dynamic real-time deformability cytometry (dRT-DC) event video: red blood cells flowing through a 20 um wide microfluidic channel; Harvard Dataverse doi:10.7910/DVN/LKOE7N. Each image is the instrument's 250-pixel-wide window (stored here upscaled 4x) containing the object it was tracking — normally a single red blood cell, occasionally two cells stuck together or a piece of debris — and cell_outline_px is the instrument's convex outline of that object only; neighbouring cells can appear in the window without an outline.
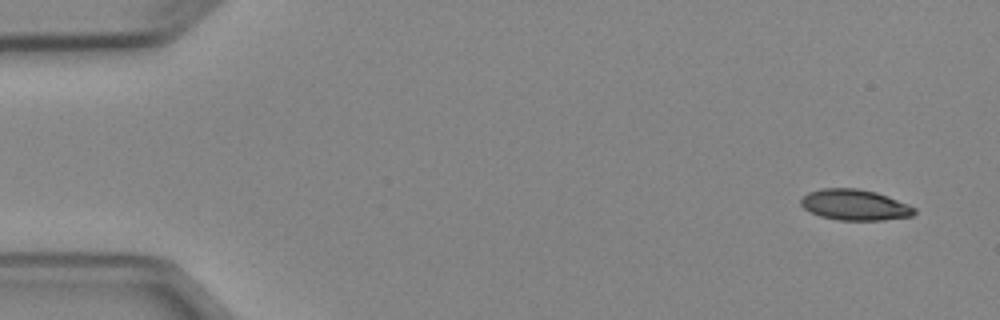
{"species": "Egyptian fruit bat (a non-hibernating species)", "species_latin": "Rousettus aegyptiacus", "temperature_condition": "cold", "stored_images_in_passage": 6, "camera_frame_rate_fps": 3000, "um_per_image_px": 0.085, "animal": {"sex": "female"}, "frame": {"image": 1, "passage_image": 1, "time_ms": 0.0, "image_size_px": [1000, 320], "cell_outline_px": [[916, 212], [912, 216], [884, 220], [840, 220], [820, 216], [804, 208], [800, 204], [800, 200], [808, 192], [820, 188], [856, 188], [876, 192], [908, 204], [916, 208]], "centroid_in_image_um": [72.66, 17.41], "position_along_channel_um": 12.3, "area_um2": 20.35}}
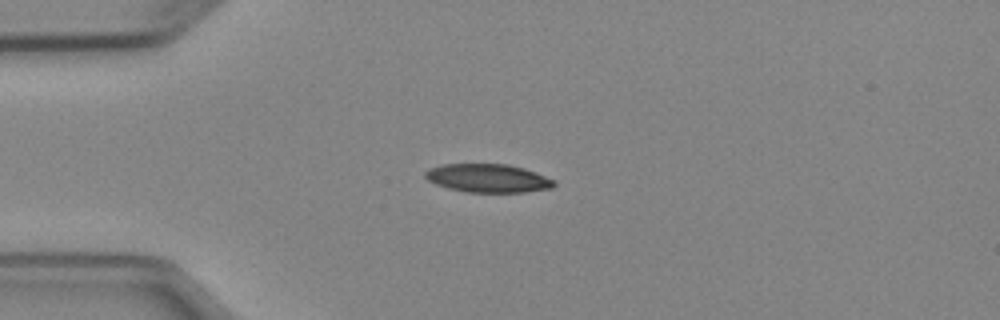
{"frame": {"image": 2, "passage_image": 4, "time_ms": 3.333, "image_size_px": [1000, 320], "cell_outline_px": [[556, 184], [552, 188], [524, 192], [468, 192], [448, 188], [436, 184], [428, 180], [424, 176], [424, 172], [432, 168], [444, 164], [508, 164], [524, 168], [544, 176], [552, 180]], "centroid_in_image_um": [41.46, 15.15], "position_along_channel_um": 43.5, "area_um2": 21.1}}
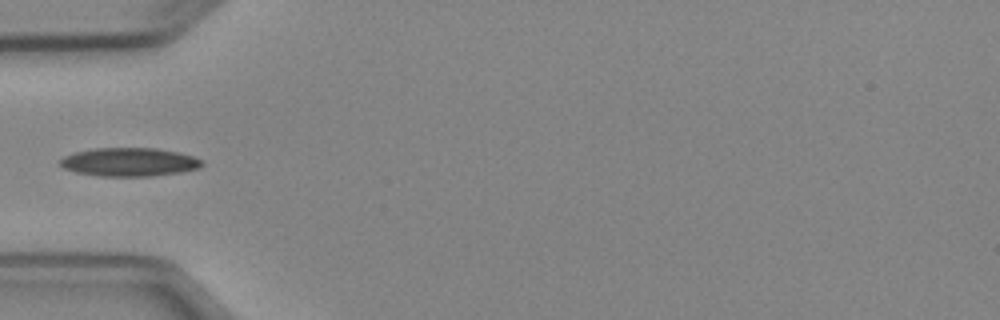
{"frame": {"image": 3, "passage_image": 5, "time_ms": 4.667, "image_size_px": [1000, 320], "cell_outline_px": [[204, 164], [200, 168], [180, 172], [152, 176], [100, 176], [76, 172], [64, 168], [60, 164], [60, 160], [64, 156], [76, 152], [92, 148], [156, 148], [176, 152], [192, 156], [200, 160]], "centroid_in_image_um": [10.98, 13.77], "position_along_channel_um": 74.0, "area_um2": 23.41}}